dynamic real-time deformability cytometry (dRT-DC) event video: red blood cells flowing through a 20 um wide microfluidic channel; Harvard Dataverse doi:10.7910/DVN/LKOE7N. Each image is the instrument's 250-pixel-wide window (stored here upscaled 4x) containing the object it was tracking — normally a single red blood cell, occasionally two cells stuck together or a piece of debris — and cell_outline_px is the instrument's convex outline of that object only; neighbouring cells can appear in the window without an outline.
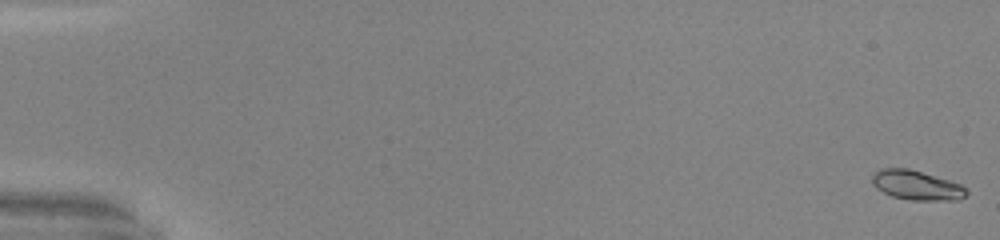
{"species": "common noctule bat (a hibernating species)", "species_latin": "Nyctalus noctula", "temperature_condition": "warm", "stored_images_in_passage": 51, "camera_frame_rate_fps": 3000, "um_per_image_px": 0.085, "animal": {"sex": "male", "body_mass_g": 20.0, "forearm_length_mm": 53.3}, "frame": {"image": 1, "passage_image": 1, "time_ms": 0.0, "image_size_px": [1000, 240], "cell_outline_px": [[968, 192], [960, 200], [908, 200], [892, 196], [876, 188], [872, 184], [872, 176], [880, 168], [908, 168], [948, 180], [960, 184], [968, 188]], "centroid_in_image_um": [77.91, 15.75], "position_along_channel_um": 7.1, "area_um2": 16.18}}
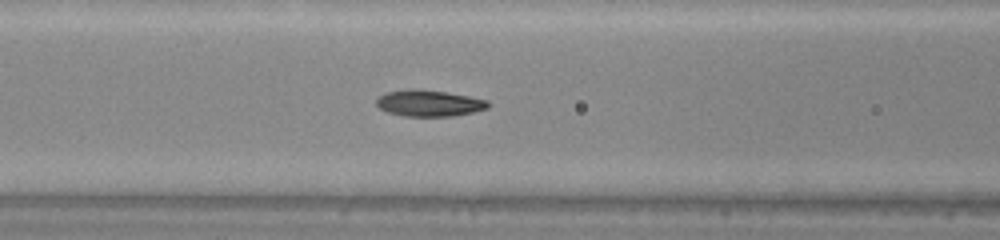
{"frame": {"image": 2, "passage_image": 23, "time_ms": 7.333, "image_size_px": [1000, 240], "cell_outline_px": [[492, 104], [488, 108], [472, 112], [452, 116], [404, 116], [388, 112], [380, 108], [376, 104], [376, 100], [380, 96], [388, 92], [412, 88], [444, 92], [468, 96], [488, 100]], "centroid_in_image_um": [36.49, 8.77], "position_along_channel_um": 130.1, "area_um2": 16.99}}
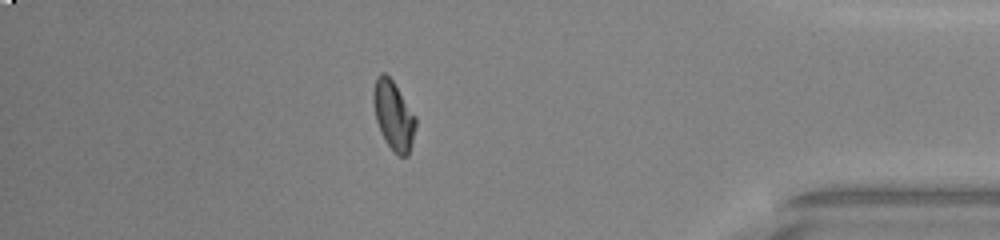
{"frame": {"image": 3, "passage_image": 45, "time_ms": 14.667, "image_size_px": [1000, 240], "cell_outline_px": [[416, 124], [408, 156], [400, 156], [384, 140], [380, 132], [376, 120], [372, 100], [372, 92], [376, 76], [380, 72], [384, 72], [392, 80], [416, 116]], "centroid_in_image_um": [33.42, 9.77], "position_along_channel_um": 401.8, "area_um2": 16.94}, "authors_computed_cell_mechanics": {"area_um2": 16.7042, "velocity_mm_per_s": 4.1699, "shape_relaxation_time_tau1_ms": 3.7857, "shape_relaxation_time_tau2_ms": 1.4129, "deformation_change_tau1": 0.164, "deformation_change_tau2": 0.0469}}